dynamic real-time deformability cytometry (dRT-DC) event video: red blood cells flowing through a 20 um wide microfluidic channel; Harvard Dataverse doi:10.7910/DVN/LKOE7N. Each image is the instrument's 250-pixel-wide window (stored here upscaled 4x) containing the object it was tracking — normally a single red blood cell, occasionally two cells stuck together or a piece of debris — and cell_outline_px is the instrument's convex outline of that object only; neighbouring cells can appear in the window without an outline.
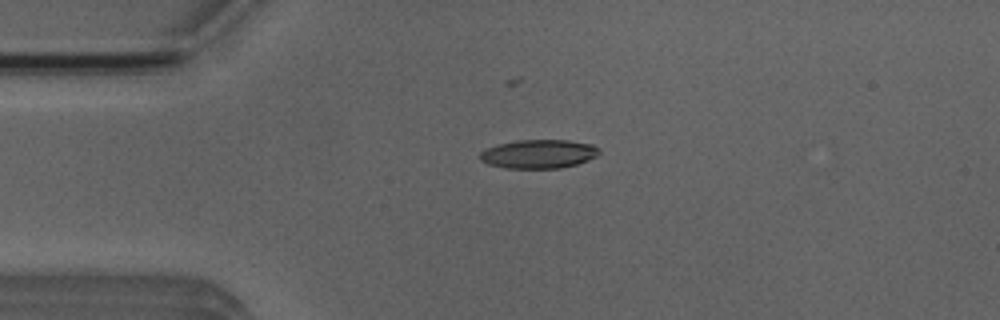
{"species": "Egyptian fruit bat (a non-hibernating species)", "species_latin": "Rousettus aegyptiacus", "temperature_condition": "room temperature", "stored_images_in_passage": 7, "camera_frame_rate_fps": 3000, "um_per_image_px": 0.085, "animal": {"sex": "male"}, "frame": {"image": 1, "passage_image": 3, "time_ms": 2.333, "image_size_px": [1000, 320], "cell_outline_px": [[600, 152], [596, 156], [588, 160], [576, 164], [560, 168], [508, 168], [488, 164], [480, 160], [480, 152], [496, 144], [516, 140], [568, 140], [592, 144], [600, 148]], "centroid_in_image_um": [45.79, 13.08], "position_along_channel_um": 39.2, "area_um2": 20.0}}
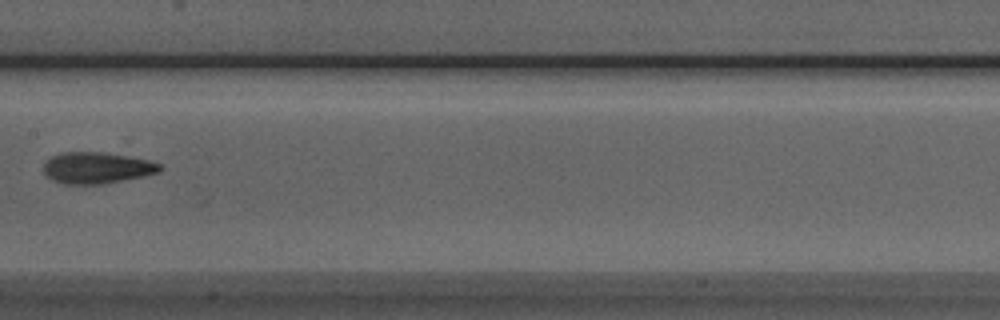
{"frame": {"image": 2, "passage_image": 7, "time_ms": 7.0, "image_size_px": [1000, 320], "cell_outline_px": [[164, 168], [160, 172], [144, 176], [104, 184], [64, 184], [52, 180], [44, 172], [44, 164], [52, 156], [60, 152], [104, 152], [148, 160], [160, 164]], "centroid_in_image_um": [8.25, 14.27], "position_along_channel_um": 199.2, "area_um2": 21.27}}